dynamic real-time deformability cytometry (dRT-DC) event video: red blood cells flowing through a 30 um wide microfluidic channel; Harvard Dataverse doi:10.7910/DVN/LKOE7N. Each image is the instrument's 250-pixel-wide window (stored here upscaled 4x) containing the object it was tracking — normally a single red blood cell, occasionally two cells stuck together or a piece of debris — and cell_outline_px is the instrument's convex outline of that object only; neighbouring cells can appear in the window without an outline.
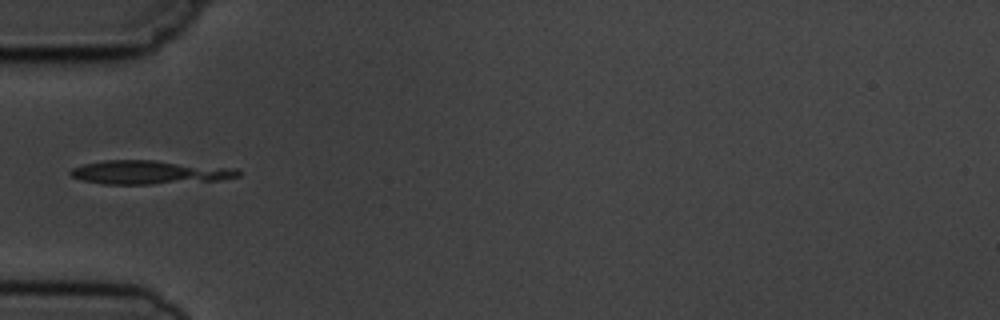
{"species": "common noctule bat (a hibernating species)", "species_latin": "Nyctalus noctula", "temperature_condition": "cold", "stored_images_in_passage": 8, "camera_frame_rate_fps": 3000, "um_per_image_px": 0.085, "animal": {"sex": "male", "body_mass_g": 19.5, "forearm_length_mm": 54.6}, "frame": {"image": 1, "passage_image": 4, "time_ms": 4.333, "image_size_px": [1000, 320], "cell_outline_px": [[240, 176], [220, 180], [152, 184], [104, 184], [80, 180], [72, 176], [68, 172], [72, 168], [84, 164], [104, 160], [156, 160], [236, 168], [240, 172]], "centroid_in_image_um": [12.71, 14.64], "position_along_channel_um": 72.3, "area_um2": 23.29}}